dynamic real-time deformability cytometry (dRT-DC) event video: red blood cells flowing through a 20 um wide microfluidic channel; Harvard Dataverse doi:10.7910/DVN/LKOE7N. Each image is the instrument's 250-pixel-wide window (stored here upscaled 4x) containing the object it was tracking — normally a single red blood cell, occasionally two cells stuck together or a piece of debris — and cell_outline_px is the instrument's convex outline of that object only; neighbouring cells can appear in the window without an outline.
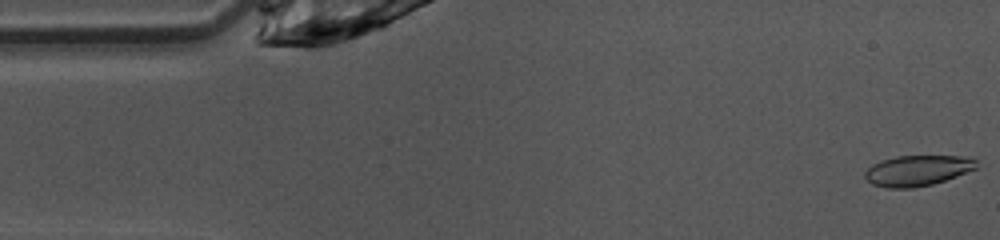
{"species": "common noctule bat (a hibernating species)", "species_latin": "Nyctalus noctula", "temperature_condition": "warm", "stored_images_in_passage": 47, "camera_frame_rate_fps": 3000, "um_per_image_px": 0.085, "animal": {"sex": "female", "body_mass_g": 10.0, "forearm_length_mm": 53.1}, "frame": {"image": 1, "passage_image": 1, "time_ms": 0.0, "image_size_px": [1000, 240], "cell_outline_px": [[976, 168], [956, 176], [932, 184], [912, 188], [888, 188], [872, 184], [864, 176], [864, 172], [872, 164], [880, 160], [896, 156], [972, 156], [976, 160]], "centroid_in_image_um": [77.96, 14.48], "position_along_channel_um": 7.0, "area_um2": 19.88}}
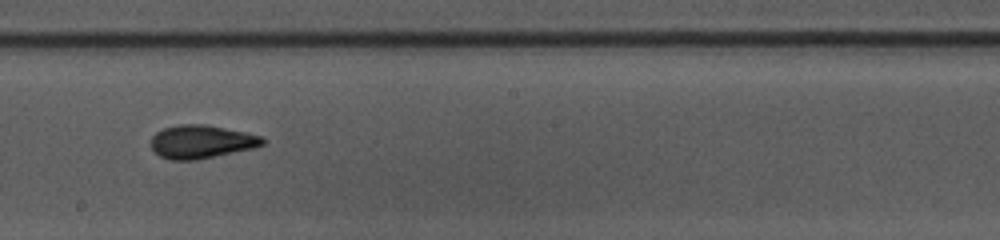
{"frame": {"image": 2, "passage_image": 25, "time_ms": 8.0, "image_size_px": [1000, 240], "cell_outline_px": [[264, 144], [256, 148], [196, 160], [168, 160], [160, 156], [152, 148], [152, 136], [156, 132], [164, 128], [180, 124], [208, 124], [264, 136]], "centroid_in_image_um": [17.16, 12.04], "position_along_channel_um": 231.0, "area_um2": 21.85}}
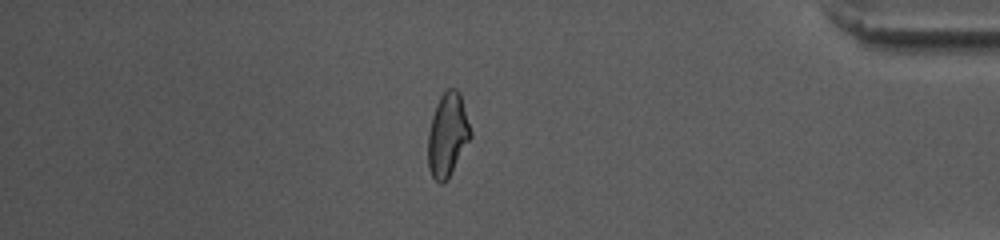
{"frame": {"image": 3, "passage_image": 40, "time_ms": 13.0, "image_size_px": [1000, 240], "cell_outline_px": [[472, 136], [444, 184], [440, 184], [432, 176], [428, 168], [428, 132], [432, 116], [436, 104], [440, 96], [448, 88], [456, 88], [460, 92], [472, 132]], "centroid_in_image_um": [38.04, 11.44], "position_along_channel_um": 397.2, "area_um2": 20.69}, "authors_computed_cell_mechanics": {"area_um2": 21.2126, "velocity_mm_per_s": 4.0987, "shape_relaxation_time_tau1_ms": 2.8179, "shape_relaxation_time_tau2_ms": 2.4207, "deformation_change_tau1": 0.156, "deformation_change_tau2": 0.0988}}